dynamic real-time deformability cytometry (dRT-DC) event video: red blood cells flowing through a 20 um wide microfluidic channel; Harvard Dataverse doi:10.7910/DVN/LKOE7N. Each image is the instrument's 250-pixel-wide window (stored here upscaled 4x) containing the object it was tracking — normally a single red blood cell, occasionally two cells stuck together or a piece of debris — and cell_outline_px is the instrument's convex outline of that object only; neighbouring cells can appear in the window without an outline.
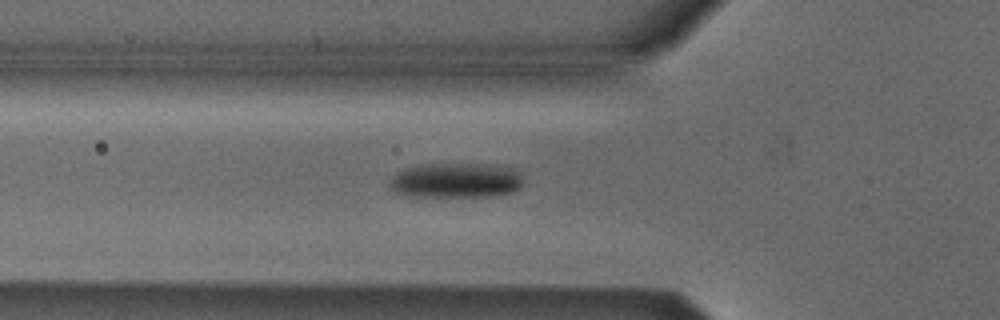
{"species": "Egyptian fruit bat (a non-hibernating species)", "species_latin": "Rousettus aegyptiacus", "temperature_condition": "cold", "stored_images_in_passage": 47, "camera_frame_rate_fps": 3000, "um_per_image_px": 0.085, "animal": {"sex": "male"}, "frame": {"image": 1, "passage_image": 18, "time_ms": 5.667, "image_size_px": [1000, 320], "cell_outline_px": [[524, 184], [520, 188], [512, 192], [496, 196], [404, 196], [388, 188], [388, 180], [396, 172], [404, 168], [420, 164], [496, 164], [512, 168], [520, 172], [524, 180]], "centroid_in_image_um": [38.75, 15.33], "position_along_channel_um": 87.1, "area_um2": 27.92}}
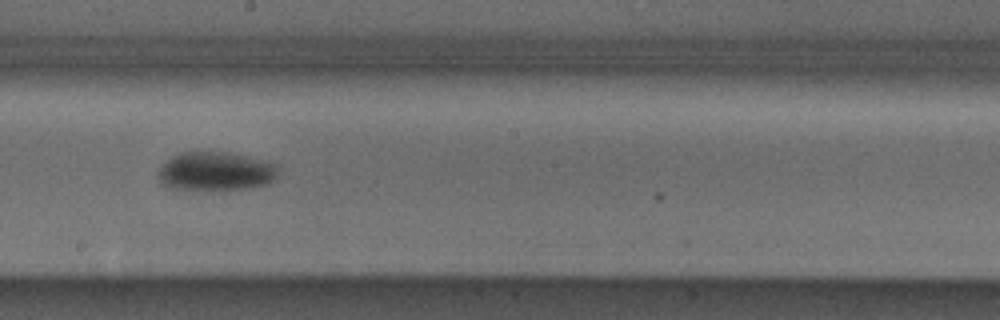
{"frame": {"image": 2, "passage_image": 29, "time_ms": 9.333, "image_size_px": [1000, 320], "cell_outline_px": [[280, 168], [276, 176], [268, 184], [252, 188], [172, 188], [164, 184], [156, 176], [156, 172], [160, 164], [172, 156], [180, 152], [232, 152], [268, 160], [276, 164]], "centroid_in_image_um": [18.36, 14.52], "position_along_channel_um": 229.8, "area_um2": 27.22}}
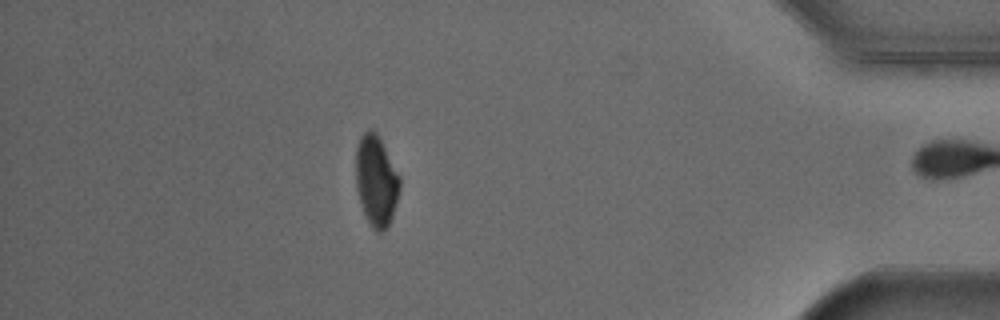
{"frame": {"image": 3, "passage_image": 46, "time_ms": 15.0, "image_size_px": [1000, 320], "cell_outline_px": [[400, 188], [392, 216], [384, 232], [376, 232], [372, 228], [360, 204], [356, 188], [356, 148], [360, 136], [368, 128], [372, 128], [376, 132], [400, 176]], "centroid_in_image_um": [31.96, 15.35], "position_along_channel_um": 403.2, "area_um2": 23.18}, "authors_computed_cell_mechanics": {"area_um2": 25.6632, "velocity_mm_per_s": 3.8989, "shape_relaxation_time_tau1_ms": 3.2959, "shape_relaxation_time_tau2_ms": null, "deformation_change_tau1": 0.1201, "deformation_change_tau2": null}}